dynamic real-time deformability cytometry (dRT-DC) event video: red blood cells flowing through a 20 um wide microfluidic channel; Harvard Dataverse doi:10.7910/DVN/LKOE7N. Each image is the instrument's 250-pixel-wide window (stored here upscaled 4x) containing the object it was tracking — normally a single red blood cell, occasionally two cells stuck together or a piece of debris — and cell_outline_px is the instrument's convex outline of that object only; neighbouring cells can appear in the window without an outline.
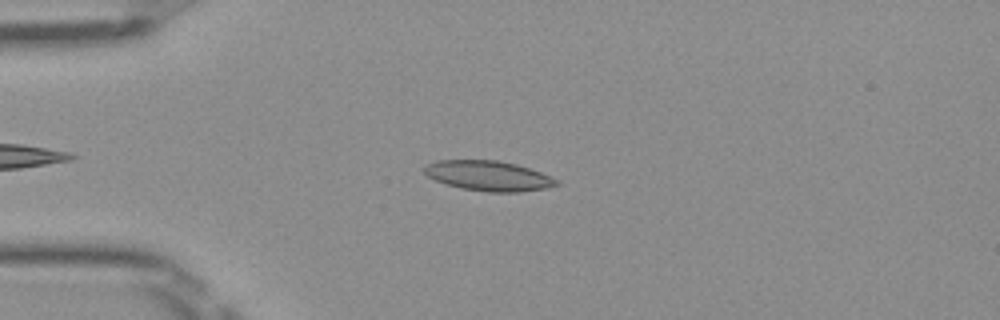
{"species": "Egyptian fruit bat (a non-hibernating species)", "species_latin": "Rousettus aegyptiacus", "temperature_condition": "room temperature", "stored_images_in_passage": 42, "camera_frame_rate_fps": 3000, "um_per_image_px": 0.085, "frame": {"image": 1, "passage_image": 8, "time_ms": 2.333, "image_size_px": [1000, 320], "cell_outline_px": [[560, 184], [548, 188], [520, 192], [488, 192], [460, 188], [436, 180], [428, 176], [424, 172], [424, 168], [428, 164], [440, 160], [496, 160], [516, 164], [540, 172], [560, 180]], "centroid_in_image_um": [41.57, 14.95], "position_along_channel_um": 43.4, "area_um2": 23.06}}
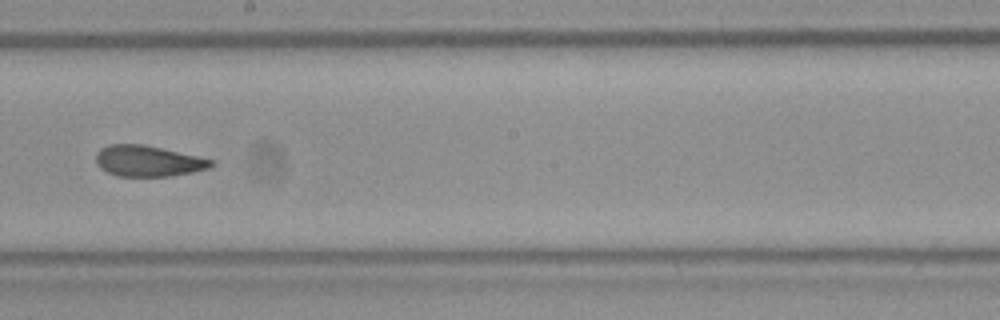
{"frame": {"image": 2, "passage_image": 24, "time_ms": 7.667, "image_size_px": [1000, 320], "cell_outline_px": [[216, 164], [208, 168], [192, 172], [168, 176], [116, 176], [100, 168], [96, 164], [96, 152], [100, 148], [108, 144], [144, 144], [216, 160]], "centroid_in_image_um": [12.58, 13.68], "position_along_channel_um": 235.6, "area_um2": 20.92}}
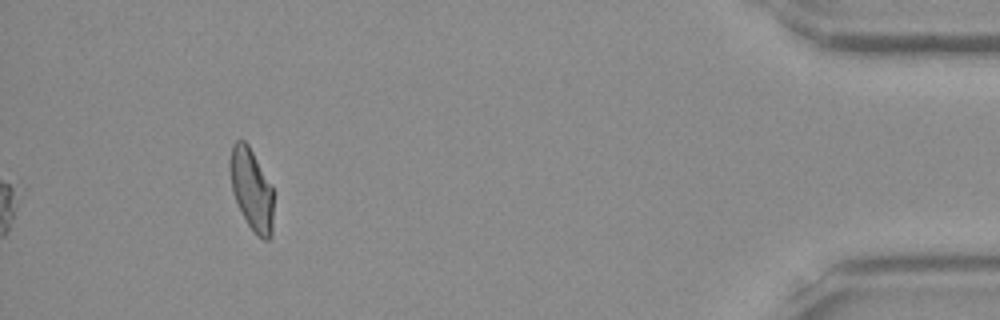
{"frame": {"image": 3, "passage_image": 42, "time_ms": 13.667, "image_size_px": [1000, 320], "cell_outline_px": [[272, 236], [268, 240], [264, 240], [256, 236], [252, 232], [232, 192], [228, 168], [228, 160], [232, 144], [236, 140], [244, 140], [248, 144], [272, 188]], "centroid_in_image_um": [21.34, 16.1], "position_along_channel_um": 413.9, "area_um2": 20.69}, "authors_computed_cell_mechanics": {"area_um2": 21.7328, "velocity_mm_per_s": 4.0208, "shape_relaxation_time_tau1_ms": null, "shape_relaxation_time_tau2_ms": 2.0927, "deformation_change_tau1": null, "deformation_change_tau2": 0.0906}}